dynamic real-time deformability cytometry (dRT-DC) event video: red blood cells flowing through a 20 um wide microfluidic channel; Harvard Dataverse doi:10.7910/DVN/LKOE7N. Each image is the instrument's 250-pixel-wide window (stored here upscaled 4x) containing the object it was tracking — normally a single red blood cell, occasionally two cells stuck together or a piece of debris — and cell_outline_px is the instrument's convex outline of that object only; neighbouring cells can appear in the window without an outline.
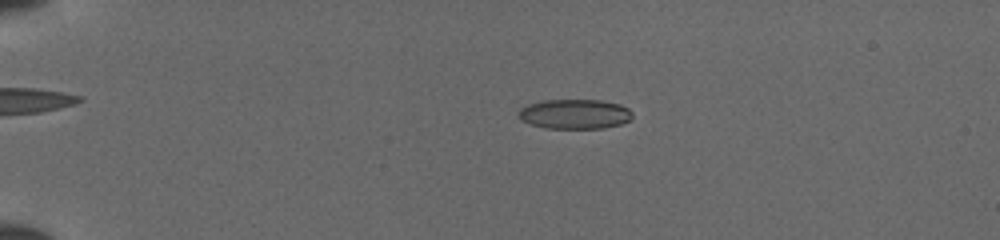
{"species": "common noctule bat (a hibernating species)", "species_latin": "Nyctalus noctula", "temperature_condition": "cold", "stored_images_in_passage": 40, "camera_frame_rate_fps": 3000, "um_per_image_px": 0.085, "animal": {"sex": "female", "body_mass_g": 19.5, "forearm_length_mm": 54.1}, "frame": {"image": 1, "passage_image": 2, "time_ms": 0.333, "image_size_px": [1000, 240], "cell_outline_px": [[632, 116], [628, 120], [620, 124], [604, 128], [544, 128], [520, 120], [516, 112], [520, 108], [528, 104], [544, 100], [600, 100], [620, 104], [628, 108], [632, 112]], "centroid_in_image_um": [48.82, 9.69], "position_along_channel_um": 36.2, "area_um2": 19.77}}
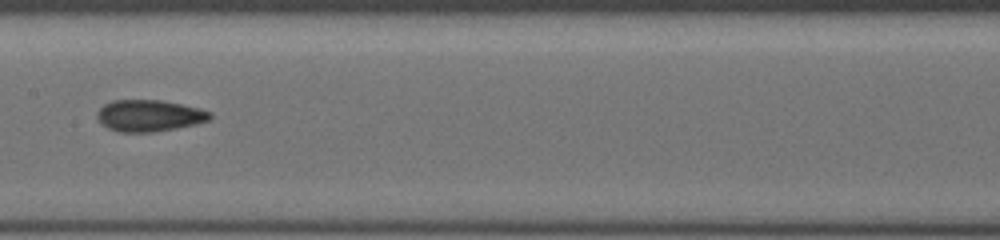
{"frame": {"image": 2, "passage_image": 18, "time_ms": 5.667, "image_size_px": [1000, 240], "cell_outline_px": [[212, 120], [196, 124], [176, 128], [152, 132], [120, 132], [108, 128], [96, 116], [96, 112], [104, 104], [112, 100], [160, 100], [200, 108], [212, 112]], "centroid_in_image_um": [12.72, 9.83], "position_along_channel_um": 194.7, "area_um2": 20.81}}
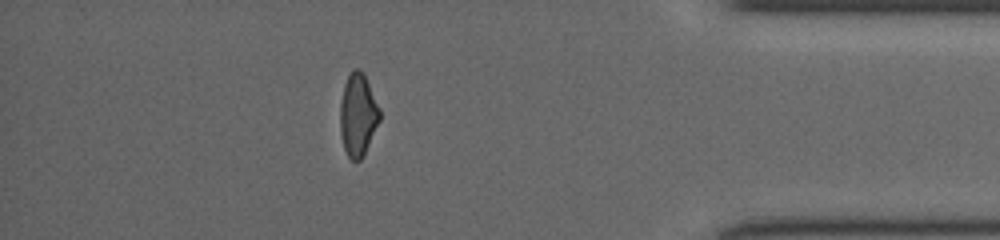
{"frame": {"image": 3, "passage_image": 35, "time_ms": 11.333, "image_size_px": [1000, 240], "cell_outline_px": [[380, 120], [360, 160], [352, 160], [348, 156], [344, 148], [340, 132], [340, 104], [344, 84], [352, 68], [360, 68], [364, 72], [380, 108]], "centroid_in_image_um": [30.42, 9.7], "position_along_channel_um": 404.8, "area_um2": 19.02}}